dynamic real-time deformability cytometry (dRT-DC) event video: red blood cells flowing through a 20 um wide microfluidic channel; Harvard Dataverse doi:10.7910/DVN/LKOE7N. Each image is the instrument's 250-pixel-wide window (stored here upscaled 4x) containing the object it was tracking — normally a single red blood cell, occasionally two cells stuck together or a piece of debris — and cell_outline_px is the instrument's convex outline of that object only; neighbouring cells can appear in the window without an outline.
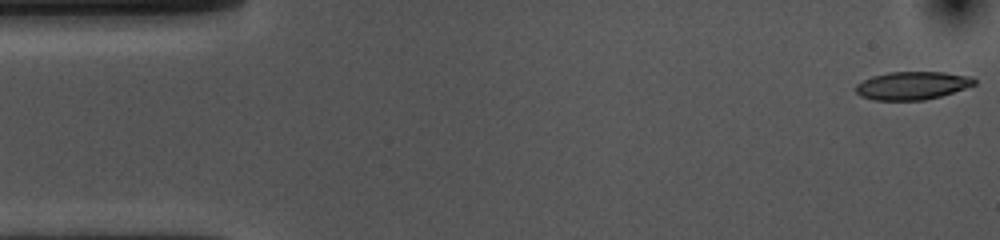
{"species": "common noctule bat (a hibernating species)", "species_latin": "Nyctalus noctula", "temperature_condition": "cold", "stored_images_in_passage": 49, "camera_frame_rate_fps": 3000, "um_per_image_px": 0.085, "animal": {"sex": "female", "body_mass_g": 10.0, "forearm_length_mm": 53.1}, "frame": {"image": 1, "passage_image": 1, "time_ms": 0.0, "image_size_px": [1000, 240], "cell_outline_px": [[976, 84], [940, 96], [924, 100], [876, 100], [860, 96], [856, 92], [856, 84], [872, 76], [888, 72], [944, 72], [972, 76], [976, 80]], "centroid_in_image_um": [77.54, 7.26], "position_along_channel_um": 7.5, "area_um2": 19.31}}
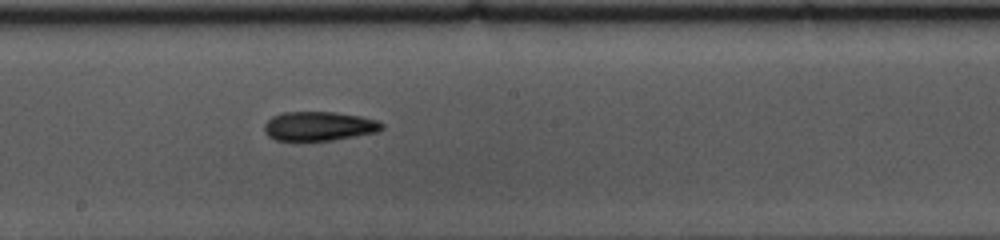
{"frame": {"image": 2, "passage_image": 28, "time_ms": 9.0, "image_size_px": [1000, 240], "cell_outline_px": [[384, 128], [376, 132], [332, 140], [276, 140], [268, 136], [264, 132], [264, 124], [272, 116], [284, 112], [336, 112], [360, 116], [376, 120], [384, 124]], "centroid_in_image_um": [27.1, 10.71], "position_along_channel_um": 221.1, "area_um2": 19.88}}
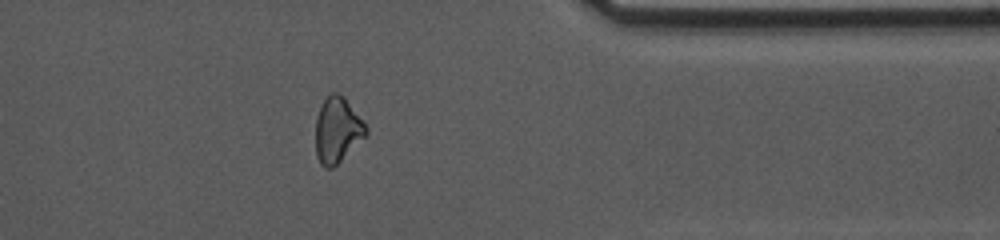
{"frame": {"image": 3, "passage_image": 43, "time_ms": 14.0, "image_size_px": [1000, 240], "cell_outline_px": [[368, 136], [332, 168], [324, 168], [320, 164], [316, 156], [316, 116], [324, 100], [332, 92], [340, 92], [344, 96], [368, 128]], "centroid_in_image_um": [28.69, 11.07], "position_along_channel_um": 382.7, "area_um2": 19.42}, "authors_computed_cell_mechanics": {"area_um2": 19.8832, "velocity_mm_per_s": 3.5954, "shape_relaxation_time_tau1_ms": 4.178, "shape_relaxation_time_tau2_ms": 9.1699, "deformation_change_tau1": 0.1291, "deformation_change_tau2": 0.1799}}